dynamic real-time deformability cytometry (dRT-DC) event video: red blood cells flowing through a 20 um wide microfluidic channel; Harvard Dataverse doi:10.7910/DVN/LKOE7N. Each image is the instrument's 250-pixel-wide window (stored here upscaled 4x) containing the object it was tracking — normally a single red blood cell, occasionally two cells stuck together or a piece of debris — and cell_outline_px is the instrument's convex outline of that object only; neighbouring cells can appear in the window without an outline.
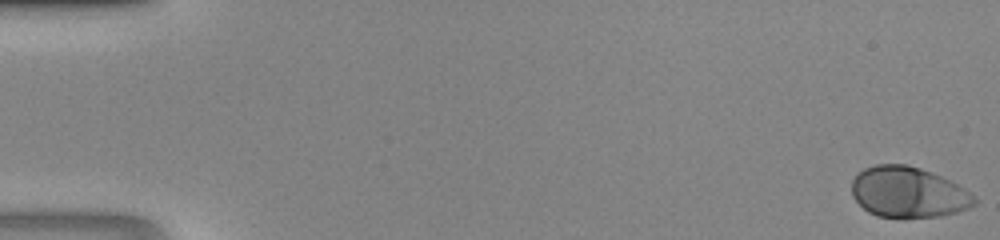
{"species": "human", "species_latin": "Homo sapiens", "temperature_condition": "room temperature", "stored_images_in_passage": 48, "camera_frame_rate_fps": 3000, "um_per_image_px": 0.085, "donor": {"sex": "male"}, "frame": {"image": 1, "passage_image": 1, "time_ms": 0.0, "image_size_px": [1000, 240], "cell_outline_px": [[976, 204], [968, 208], [956, 212], [940, 216], [904, 220], [876, 216], [868, 212], [852, 196], [852, 180], [856, 172], [864, 168], [876, 164], [908, 164], [932, 172], [956, 184], [968, 192], [976, 200]], "centroid_in_image_um": [77.14, 16.37], "position_along_channel_um": 7.9, "area_um2": 36.76}}
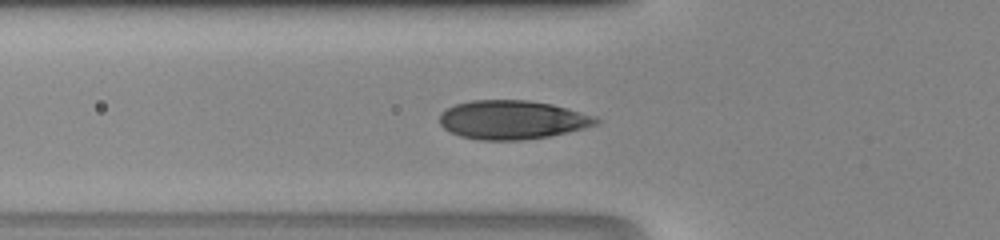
{"frame": {"image": 2, "passage_image": 18, "time_ms": 5.667, "image_size_px": [1000, 240], "cell_outline_px": [[600, 124], [568, 132], [548, 136], [520, 140], [480, 140], [460, 136], [444, 128], [440, 124], [440, 112], [456, 104], [472, 100], [528, 100], [552, 104], [596, 116], [600, 120]], "centroid_in_image_um": [43.56, 10.18], "position_along_channel_um": 82.2, "area_um2": 35.37}}
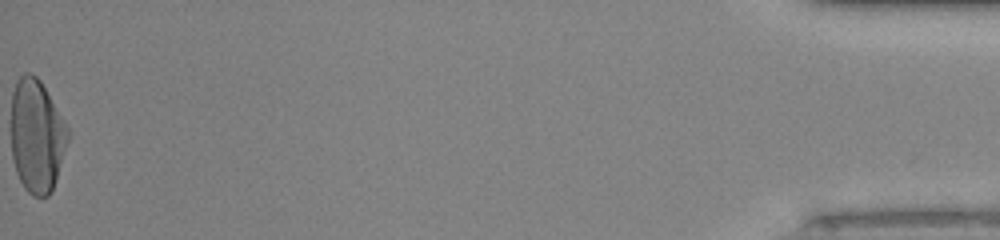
{"frame": {"image": 3, "passage_image": 48, "time_ms": 15.667, "image_size_px": [1000, 240], "cell_outline_px": [[68, 140], [56, 180], [48, 196], [32, 196], [24, 188], [16, 172], [12, 156], [12, 92], [16, 80], [24, 72], [32, 72], [40, 80], [64, 120], [68, 128]], "centroid_in_image_um": [3.11, 11.53], "position_along_channel_um": 432.1, "area_um2": 37.28}}